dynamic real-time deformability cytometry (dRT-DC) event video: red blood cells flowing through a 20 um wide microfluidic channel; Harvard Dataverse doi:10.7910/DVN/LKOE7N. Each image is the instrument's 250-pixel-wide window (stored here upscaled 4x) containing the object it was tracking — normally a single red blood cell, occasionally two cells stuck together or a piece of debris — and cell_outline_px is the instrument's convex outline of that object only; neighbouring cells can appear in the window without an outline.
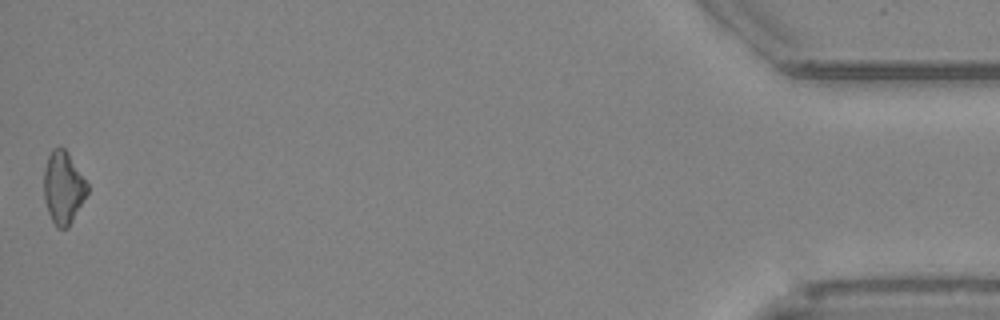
{"species": "Egyptian fruit bat (a non-hibernating species)", "species_latin": "Rousettus aegyptiacus", "temperature_condition": "cold", "stored_images_in_passage": 37, "camera_frame_rate_fps": 3000, "um_per_image_px": 0.085, "animal": {"sex": "female"}, "frame": {"image": 1, "passage_image": 37, "time_ms": 12.0, "image_size_px": [1000, 320], "cell_outline_px": [[88, 192], [68, 228], [56, 228], [48, 212], [44, 200], [44, 168], [48, 156], [52, 148], [60, 144], [68, 152], [88, 184]], "centroid_in_image_um": [5.36, 15.92], "position_along_channel_um": 429.8, "area_um2": 18.44}}